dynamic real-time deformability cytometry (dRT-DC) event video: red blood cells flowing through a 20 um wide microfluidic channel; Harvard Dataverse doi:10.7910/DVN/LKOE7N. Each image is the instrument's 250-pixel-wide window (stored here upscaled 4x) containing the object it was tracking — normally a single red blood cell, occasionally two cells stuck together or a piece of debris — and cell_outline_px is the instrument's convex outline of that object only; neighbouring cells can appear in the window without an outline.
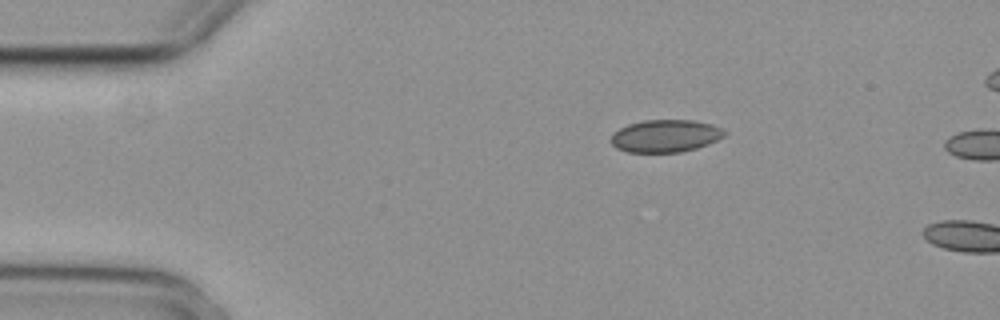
{"species": "common noctule bat (a hibernating species)", "species_latin": "Nyctalus noctula", "temperature_condition": "cold", "stored_images_in_passage": 3, "camera_frame_rate_fps": 3000, "um_per_image_px": 0.085, "animal": {"sex": "female", "body_mass_g": 29.2, "forearm_length_mm": 56.3}, "frame": {"image": 1, "passage_image": 3, "time_ms": 0.667, "image_size_px": [1000, 320], "cell_outline_px": [[728, 132], [724, 136], [708, 144], [696, 148], [680, 152], [628, 152], [616, 148], [612, 144], [612, 132], [628, 124], [644, 120], [692, 120], [712, 124]], "centroid_in_image_um": [56.56, 11.55], "position_along_channel_um": 28.4, "area_um2": 21.44}}